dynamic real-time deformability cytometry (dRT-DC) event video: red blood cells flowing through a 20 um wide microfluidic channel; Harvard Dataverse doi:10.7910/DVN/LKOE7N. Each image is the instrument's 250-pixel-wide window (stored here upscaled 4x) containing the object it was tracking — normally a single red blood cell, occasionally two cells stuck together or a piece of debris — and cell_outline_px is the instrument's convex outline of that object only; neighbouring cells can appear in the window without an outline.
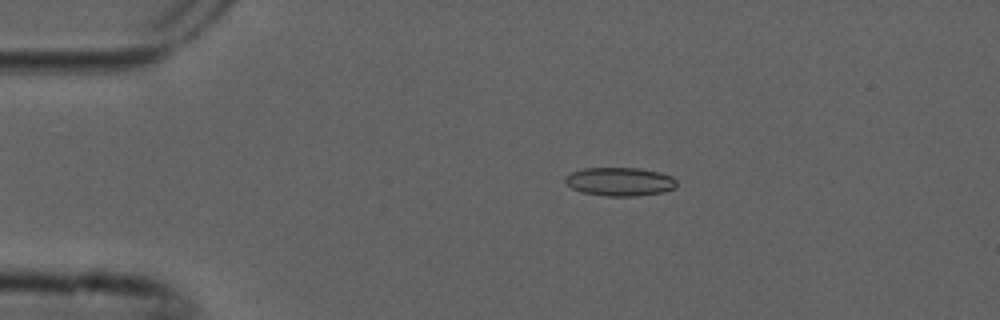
{"species": "common noctule bat (a hibernating species)", "species_latin": "Nyctalus noctula", "temperature_condition": "cold", "stored_images_in_passage": 6, "camera_frame_rate_fps": 3000, "um_per_image_px": 0.085, "animal": {"sex": "male", "forearm_length_mm": 52.5}, "frame": {"image": 1, "passage_image": 3, "time_ms": 0.667, "image_size_px": [1000, 320], "cell_outline_px": [[676, 188], [664, 192], [640, 196], [604, 196], [584, 192], [572, 188], [564, 180], [572, 172], [584, 168], [640, 168], [660, 172], [672, 176], [676, 180]], "centroid_in_image_um": [52.75, 15.44], "position_along_channel_um": 32.3, "area_um2": 18.55}}
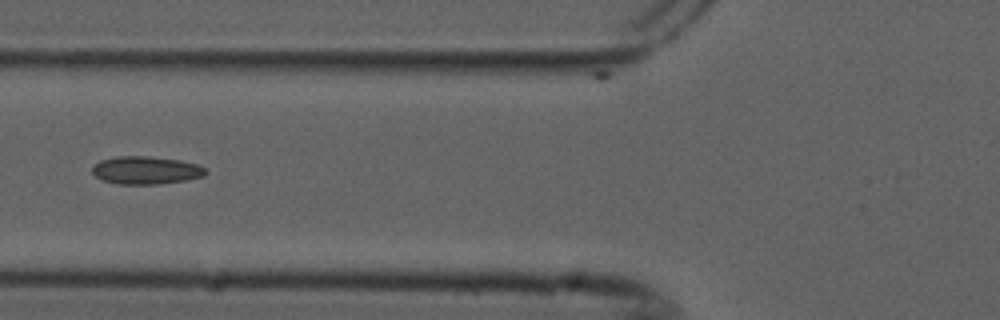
{"frame": {"image": 2, "passage_image": 5, "time_ms": 1.333, "image_size_px": [1000, 320], "cell_outline_px": [[208, 172], [204, 176], [184, 180], [156, 184], [116, 184], [104, 180], [96, 176], [92, 172], [92, 168], [100, 160], [116, 156], [148, 156], [180, 160], [196, 164], [204, 168]], "centroid_in_image_um": [12.39, 14.46], "position_along_channel_um": 113.4, "area_um2": 18.26}}
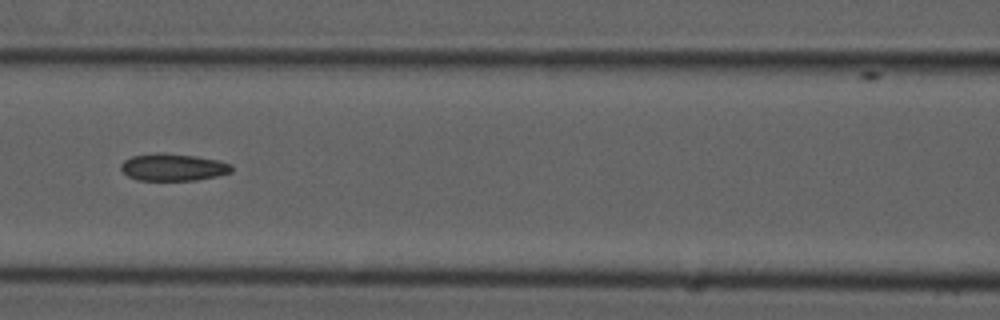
{"frame": {"image": 3, "passage_image": 6, "time_ms": 1.667, "image_size_px": [1000, 320], "cell_outline_px": [[232, 172], [216, 176], [196, 180], [136, 180], [128, 176], [120, 168], [120, 164], [124, 160], [132, 156], [160, 152], [164, 152], [196, 156], [216, 160], [232, 164]], "centroid_in_image_um": [14.69, 14.21], "position_along_channel_um": 151.9, "area_um2": 17.57}}